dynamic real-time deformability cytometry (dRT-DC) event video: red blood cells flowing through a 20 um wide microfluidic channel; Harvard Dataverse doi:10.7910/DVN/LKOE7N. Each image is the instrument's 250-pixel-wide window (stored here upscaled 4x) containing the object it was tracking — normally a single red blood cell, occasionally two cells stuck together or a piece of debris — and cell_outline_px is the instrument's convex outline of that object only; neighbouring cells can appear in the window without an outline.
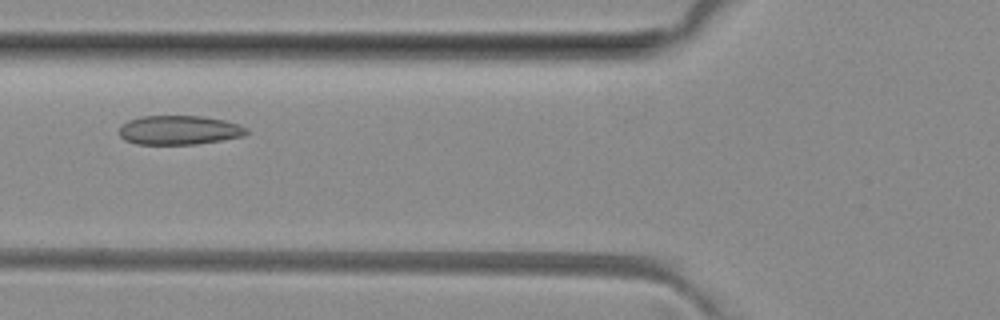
{"species": "common noctule bat (a hibernating species)", "species_latin": "Nyctalus noctula", "temperature_condition": "room temperature", "stored_images_in_passage": 5, "camera_frame_rate_fps": 3000, "um_per_image_px": 0.085, "animal": {"sex": "female", "body_mass_g": 29.2, "forearm_length_mm": 56.3}, "frame": {"image": 1, "passage_image": 4, "time_ms": 3.333, "image_size_px": [1000, 320], "cell_outline_px": [[248, 132], [244, 136], [196, 144], [136, 144], [124, 140], [120, 136], [120, 128], [128, 120], [140, 116], [200, 116], [224, 120], [240, 124], [248, 128]], "centroid_in_image_um": [15.24, 11.06], "position_along_channel_um": 110.6, "area_um2": 21.62}}
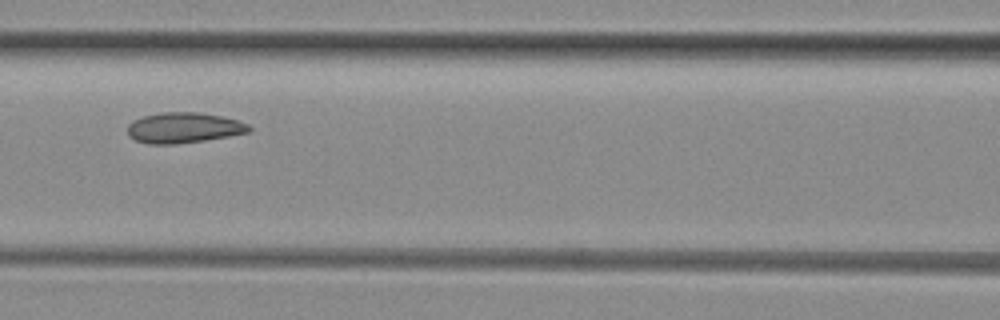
{"frame": {"image": 2, "passage_image": 5, "time_ms": 4.333, "image_size_px": [1000, 320], "cell_outline_px": [[252, 128], [248, 132], [228, 136], [204, 140], [176, 144], [148, 144], [136, 140], [128, 136], [128, 124], [132, 120], [144, 116], [160, 112], [200, 112], [224, 116], [248, 124]], "centroid_in_image_um": [15.59, 10.85], "position_along_channel_um": 151.0, "area_um2": 21.68}}